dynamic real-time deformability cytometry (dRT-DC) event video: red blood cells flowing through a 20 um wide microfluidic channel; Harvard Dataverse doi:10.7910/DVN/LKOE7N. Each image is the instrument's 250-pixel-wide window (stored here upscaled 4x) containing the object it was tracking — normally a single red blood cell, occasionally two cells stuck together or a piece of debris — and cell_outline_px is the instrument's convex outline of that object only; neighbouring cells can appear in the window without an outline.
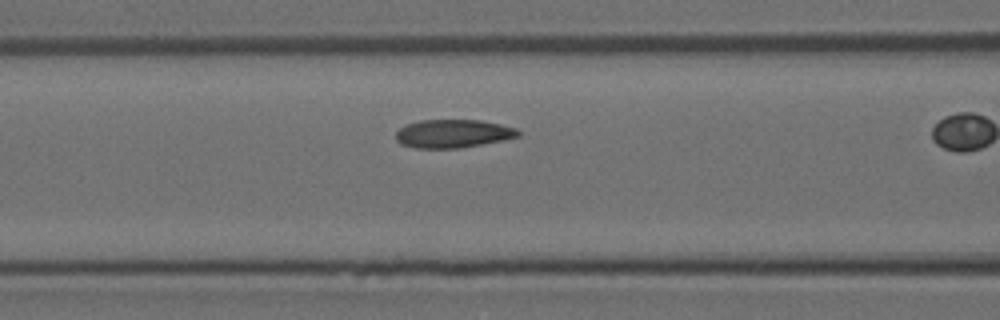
{"species": "Egyptian fruit bat (a non-hibernating species)", "species_latin": "Rousettus aegyptiacus", "temperature_condition": "room temperature", "stored_images_in_passage": 23, "camera_frame_rate_fps": 3000, "um_per_image_px": 0.085, "animal": {"sex": "female"}, "frame": {"image": 1, "passage_image": 4, "time_ms": 1.0, "image_size_px": [1000, 320], "cell_outline_px": [[520, 136], [460, 148], [416, 148], [400, 144], [396, 140], [396, 132], [400, 128], [408, 124], [420, 120], [480, 120], [500, 124], [516, 128], [520, 132]], "centroid_in_image_um": [38.48, 11.35], "position_along_channel_um": 128.1, "area_um2": 20.0}}
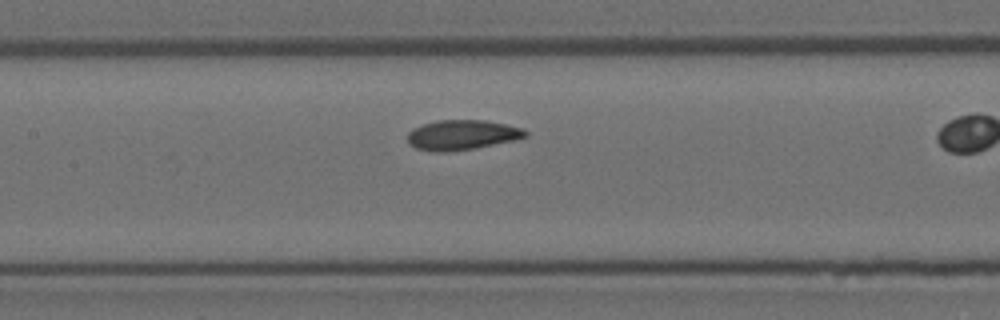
{"frame": {"image": 2, "passage_image": 7, "time_ms": 2.0, "image_size_px": [1000, 320], "cell_outline_px": [[528, 136], [512, 140], [472, 148], [444, 152], [436, 152], [416, 148], [408, 144], [408, 132], [412, 128], [436, 120], [484, 120], [524, 128], [528, 132]], "centroid_in_image_um": [39.24, 11.46], "position_along_channel_um": 168.2, "area_um2": 20.35}}
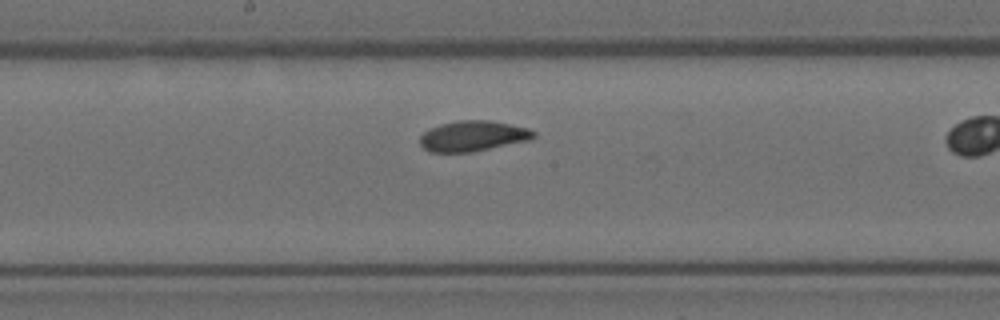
{"frame": {"image": 3, "passage_image": 10, "time_ms": 3.0, "image_size_px": [1000, 320], "cell_outline_px": [[536, 136], [532, 140], [472, 152], [428, 152], [420, 144], [420, 136], [424, 132], [440, 124], [456, 120], [488, 120], [528, 128], [536, 132]], "centroid_in_image_um": [40.22, 11.57], "position_along_channel_um": 208.0, "area_um2": 20.29}}